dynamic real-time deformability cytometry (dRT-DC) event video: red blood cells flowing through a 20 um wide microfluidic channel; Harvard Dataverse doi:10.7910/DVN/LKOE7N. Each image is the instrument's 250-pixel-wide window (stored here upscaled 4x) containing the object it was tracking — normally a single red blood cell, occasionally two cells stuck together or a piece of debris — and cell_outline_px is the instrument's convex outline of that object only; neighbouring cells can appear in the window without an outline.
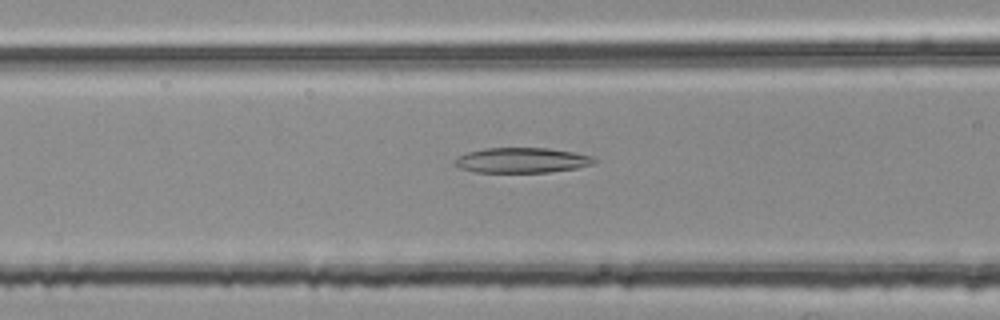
{"species": "common noctule bat (a hibernating species)", "species_latin": "Nyctalus noctula", "temperature_condition": "room temperature", "stored_images_in_passage": 38, "camera_frame_rate_fps": 3000, "um_per_image_px": 0.085, "animal": {"sex": "female", "body_mass_g": 25.1}, "frame": {"image": 1, "passage_image": 6, "time_ms": 1.667, "image_size_px": [1000, 320], "cell_outline_px": [[596, 160], [592, 164], [576, 168], [548, 172], [476, 172], [460, 168], [456, 164], [456, 160], [460, 156], [468, 152], [484, 148], [548, 148], [572, 152], [592, 156]], "centroid_in_image_um": [44.37, 13.62], "position_along_channel_um": 122.2, "area_um2": 20.11}}
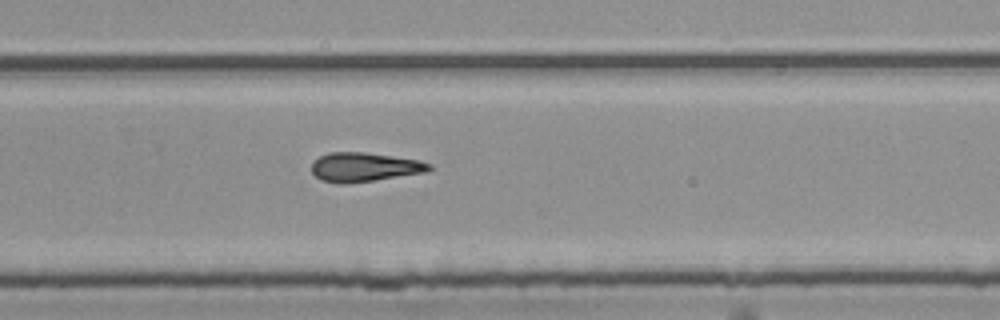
{"frame": {"image": 2, "passage_image": 20, "time_ms": 6.333, "image_size_px": [1000, 320], "cell_outline_px": [[432, 168], [428, 172], [344, 184], [320, 180], [312, 172], [312, 160], [328, 152], [364, 152], [420, 160], [432, 164]], "centroid_in_image_um": [30.97, 14.19], "position_along_channel_um": 298.8, "area_um2": 19.94}}
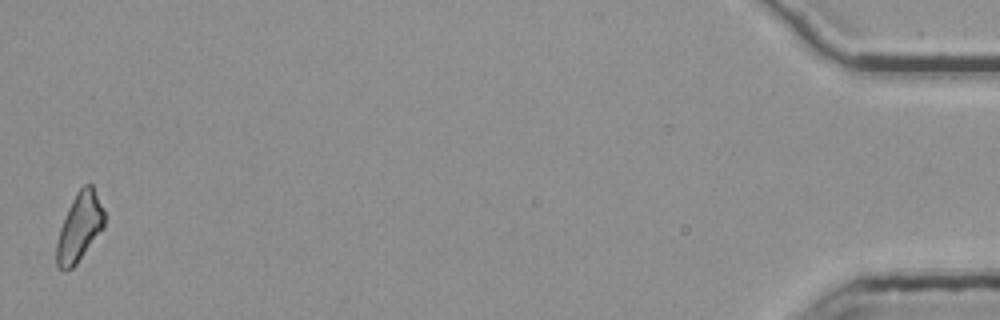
{"frame": {"image": 3, "passage_image": 38, "time_ms": 12.333, "image_size_px": [1000, 320], "cell_outline_px": [[104, 228], [76, 264], [72, 268], [64, 272], [56, 264], [56, 244], [60, 228], [68, 208], [76, 192], [84, 184], [92, 184], [104, 208]], "centroid_in_image_um": [6.76, 19.31], "position_along_channel_um": 428.4, "area_um2": 19.07}, "authors_computed_cell_mechanics": {"area_um2": 19.7098, "velocity_mm_per_s": 3.7945, "shape_relaxation_time_tau1_ms": null, "shape_relaxation_time_tau2_ms": 10.0093, "deformation_change_tau1": null, "deformation_change_tau2": 0.2666}}